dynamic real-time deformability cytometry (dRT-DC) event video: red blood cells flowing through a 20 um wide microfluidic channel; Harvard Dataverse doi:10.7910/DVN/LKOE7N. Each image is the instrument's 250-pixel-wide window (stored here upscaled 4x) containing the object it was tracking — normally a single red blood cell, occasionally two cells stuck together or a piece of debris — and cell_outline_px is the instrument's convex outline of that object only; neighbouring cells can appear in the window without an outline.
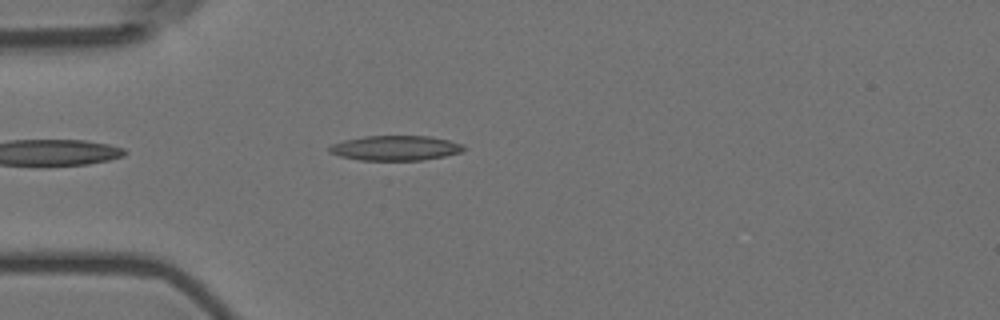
{"species": "Egyptian fruit bat (a non-hibernating species)", "species_latin": "Rousettus aegyptiacus", "temperature_condition": "room temperature", "stored_images_in_passage": 9, "camera_frame_rate_fps": 3000, "um_per_image_px": 0.085, "animal": {"sex": "female"}, "frame": {"image": 1, "passage_image": 1, "time_ms": 0.0, "image_size_px": [1000, 320], "cell_outline_px": [[468, 148], [460, 152], [444, 156], [420, 160], [360, 160], [340, 156], [328, 152], [328, 148], [332, 144], [344, 140], [364, 136], [428, 136], [448, 140], [464, 144]], "centroid_in_image_um": [33.62, 12.58], "position_along_channel_um": 51.4, "area_um2": 19.48}}
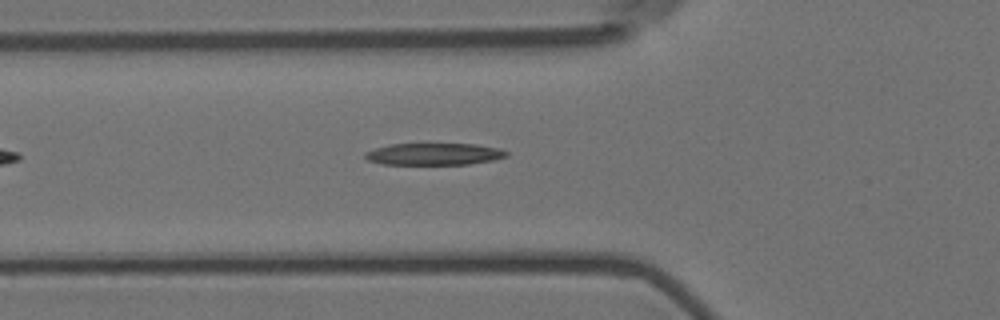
{"frame": {"image": 2, "passage_image": 5, "time_ms": 1.333, "image_size_px": [1000, 320], "cell_outline_px": [[508, 156], [492, 160], [468, 164], [384, 164], [368, 160], [364, 156], [364, 152], [388, 144], [476, 144], [500, 148], [508, 152]], "centroid_in_image_um": [36.9, 13.09], "position_along_channel_um": 88.9, "area_um2": 17.98}}
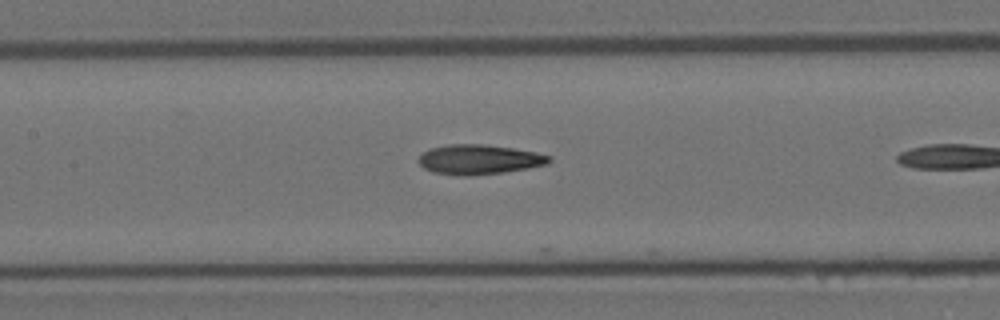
{"frame": {"image": 3, "passage_image": 8, "time_ms": 2.333, "image_size_px": [1000, 320], "cell_outline_px": [[552, 160], [548, 164], [528, 168], [504, 172], [468, 176], [460, 176], [432, 172], [424, 168], [416, 160], [424, 152], [432, 148], [448, 144], [484, 144], [512, 148], [536, 152], [552, 156]], "centroid_in_image_um": [40.73, 13.56], "position_along_channel_um": 166.7, "area_um2": 22.72}}